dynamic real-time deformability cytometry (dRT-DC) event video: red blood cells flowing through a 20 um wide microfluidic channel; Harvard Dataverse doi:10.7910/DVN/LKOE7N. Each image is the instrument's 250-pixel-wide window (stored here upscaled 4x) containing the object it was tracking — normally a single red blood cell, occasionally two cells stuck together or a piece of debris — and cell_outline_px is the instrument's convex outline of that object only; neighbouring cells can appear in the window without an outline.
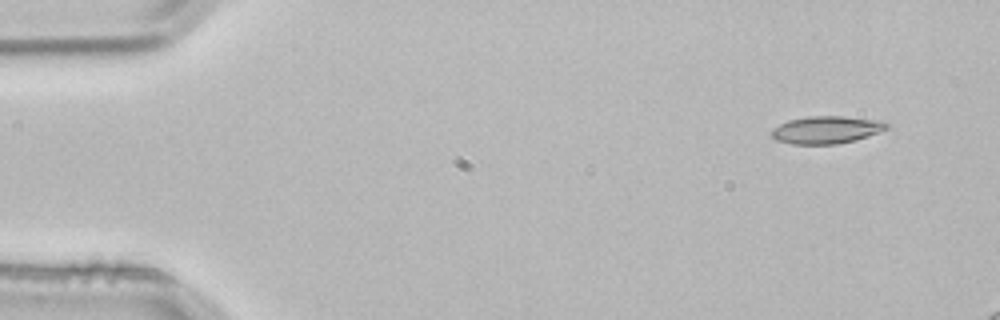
{"species": "common noctule bat (a hibernating species)", "species_latin": "Nyctalus noctula", "temperature_condition": "room temperature", "stored_images_in_passage": 3, "camera_frame_rate_fps": 3000, "um_per_image_px": 0.085, "animal": {"sex": "male", "body_mass_g": 21.5, "forearm_length_mm": 52.0}, "frame": {"image": 1, "passage_image": 1, "time_ms": 0.0, "image_size_px": [1000, 320], "cell_outline_px": [[892, 124], [888, 128], [880, 132], [856, 140], [836, 144], [792, 144], [776, 140], [772, 136], [772, 128], [788, 120], [808, 116], [840, 116], [888, 120]], "centroid_in_image_um": [70.33, 11.02], "position_along_channel_um": 14.7, "area_um2": 18.79}}